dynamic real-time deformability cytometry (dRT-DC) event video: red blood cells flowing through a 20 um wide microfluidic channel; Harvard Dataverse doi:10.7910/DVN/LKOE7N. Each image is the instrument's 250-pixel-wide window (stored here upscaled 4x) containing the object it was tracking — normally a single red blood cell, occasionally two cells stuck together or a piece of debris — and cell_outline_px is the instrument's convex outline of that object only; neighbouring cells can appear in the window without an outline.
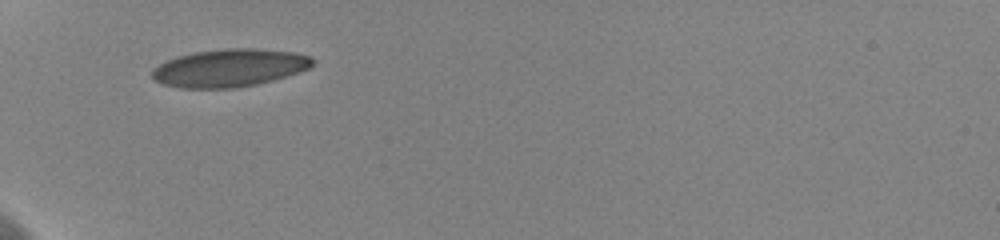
{"species": "human", "species_latin": "Homo sapiens", "temperature_condition": "cold", "stored_images_in_passage": 31, "camera_frame_rate_fps": 3000, "um_per_image_px": 0.085, "donor": {"sex": "female"}, "frame": {"image": 1, "passage_image": 1, "time_ms": 0.0, "image_size_px": [1000, 240], "cell_outline_px": [[312, 64], [308, 68], [272, 80], [256, 84], [232, 88], [180, 88], [164, 84], [156, 80], [152, 76], [152, 68], [168, 60], [192, 52], [224, 48], [256, 48], [296, 52], [308, 56], [312, 60]], "centroid_in_image_um": [19.47, 5.76], "position_along_channel_um": 65.5, "area_um2": 34.97}}
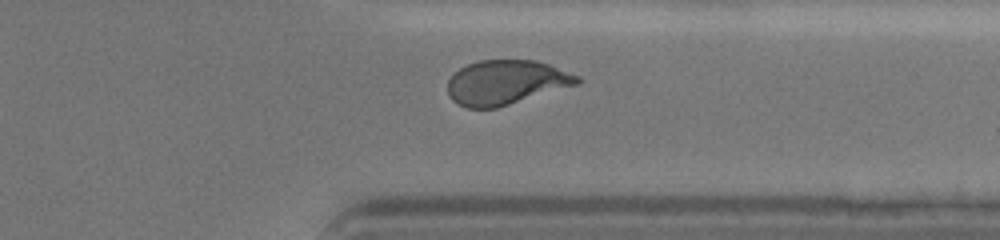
{"frame": {"image": 2, "passage_image": 27, "time_ms": 8.667, "image_size_px": [1000, 240], "cell_outline_px": [[584, 80], [580, 84], [496, 108], [468, 108], [452, 100], [448, 96], [448, 80], [460, 68], [468, 64], [480, 60], [536, 60], [548, 64], [580, 76]], "centroid_in_image_um": [43.05, 7.0], "position_along_channel_um": 368.4, "area_um2": 33.64}, "authors_computed_cell_mechanics": {"area_um2": 34.68, "velocity_mm_per_s": 3.615, "shape_relaxation_time_tau1_ms": 3.9576, "shape_relaxation_time_tau2_ms": null, "deformation_change_tau1": 0.1449, "deformation_change_tau2": null}}